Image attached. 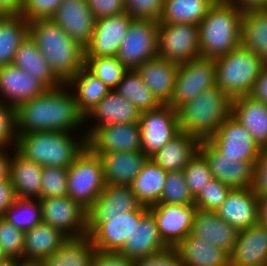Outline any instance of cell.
<instances>
[{
  "instance_id": "obj_63",
  "label": "cell",
  "mask_w": 267,
  "mask_h": 266,
  "mask_svg": "<svg viewBox=\"0 0 267 266\" xmlns=\"http://www.w3.org/2000/svg\"><path fill=\"white\" fill-rule=\"evenodd\" d=\"M20 261L8 260L7 262L0 264V266H18Z\"/></svg>"
},
{
  "instance_id": "obj_15",
  "label": "cell",
  "mask_w": 267,
  "mask_h": 266,
  "mask_svg": "<svg viewBox=\"0 0 267 266\" xmlns=\"http://www.w3.org/2000/svg\"><path fill=\"white\" fill-rule=\"evenodd\" d=\"M148 210L156 220L163 242L174 248L190 234L197 207L195 204H153Z\"/></svg>"
},
{
  "instance_id": "obj_16",
  "label": "cell",
  "mask_w": 267,
  "mask_h": 266,
  "mask_svg": "<svg viewBox=\"0 0 267 266\" xmlns=\"http://www.w3.org/2000/svg\"><path fill=\"white\" fill-rule=\"evenodd\" d=\"M87 146L95 154L142 151L140 125L132 123L99 126L87 137Z\"/></svg>"
},
{
  "instance_id": "obj_30",
  "label": "cell",
  "mask_w": 267,
  "mask_h": 266,
  "mask_svg": "<svg viewBox=\"0 0 267 266\" xmlns=\"http://www.w3.org/2000/svg\"><path fill=\"white\" fill-rule=\"evenodd\" d=\"M174 248L181 266H230V256L226 251L192 234Z\"/></svg>"
},
{
  "instance_id": "obj_1",
  "label": "cell",
  "mask_w": 267,
  "mask_h": 266,
  "mask_svg": "<svg viewBox=\"0 0 267 266\" xmlns=\"http://www.w3.org/2000/svg\"><path fill=\"white\" fill-rule=\"evenodd\" d=\"M17 133L42 131L77 133L85 125L73 92L66 84L47 89L40 96L16 107ZM75 131V132H74Z\"/></svg>"
},
{
  "instance_id": "obj_13",
  "label": "cell",
  "mask_w": 267,
  "mask_h": 266,
  "mask_svg": "<svg viewBox=\"0 0 267 266\" xmlns=\"http://www.w3.org/2000/svg\"><path fill=\"white\" fill-rule=\"evenodd\" d=\"M207 141L220 154L236 161L256 162L261 151L251 134L232 115L223 121Z\"/></svg>"
},
{
  "instance_id": "obj_34",
  "label": "cell",
  "mask_w": 267,
  "mask_h": 266,
  "mask_svg": "<svg viewBox=\"0 0 267 266\" xmlns=\"http://www.w3.org/2000/svg\"><path fill=\"white\" fill-rule=\"evenodd\" d=\"M43 167L13 152L10 181L16 198L40 199Z\"/></svg>"
},
{
  "instance_id": "obj_26",
  "label": "cell",
  "mask_w": 267,
  "mask_h": 266,
  "mask_svg": "<svg viewBox=\"0 0 267 266\" xmlns=\"http://www.w3.org/2000/svg\"><path fill=\"white\" fill-rule=\"evenodd\" d=\"M190 234L208 240L212 245L223 249L230 255L237 241L239 230L221 219L215 211L197 208Z\"/></svg>"
},
{
  "instance_id": "obj_28",
  "label": "cell",
  "mask_w": 267,
  "mask_h": 266,
  "mask_svg": "<svg viewBox=\"0 0 267 266\" xmlns=\"http://www.w3.org/2000/svg\"><path fill=\"white\" fill-rule=\"evenodd\" d=\"M179 65L160 57L141 64L137 69L142 82L161 104H168L176 82Z\"/></svg>"
},
{
  "instance_id": "obj_22",
  "label": "cell",
  "mask_w": 267,
  "mask_h": 266,
  "mask_svg": "<svg viewBox=\"0 0 267 266\" xmlns=\"http://www.w3.org/2000/svg\"><path fill=\"white\" fill-rule=\"evenodd\" d=\"M47 88L30 73L13 65L0 67V102L17 107L34 99Z\"/></svg>"
},
{
  "instance_id": "obj_10",
  "label": "cell",
  "mask_w": 267,
  "mask_h": 266,
  "mask_svg": "<svg viewBox=\"0 0 267 266\" xmlns=\"http://www.w3.org/2000/svg\"><path fill=\"white\" fill-rule=\"evenodd\" d=\"M216 65L213 59L197 58L180 64L173 95L167 105L177 109L196 98L202 91L216 86Z\"/></svg>"
},
{
  "instance_id": "obj_59",
  "label": "cell",
  "mask_w": 267,
  "mask_h": 266,
  "mask_svg": "<svg viewBox=\"0 0 267 266\" xmlns=\"http://www.w3.org/2000/svg\"><path fill=\"white\" fill-rule=\"evenodd\" d=\"M10 151L11 150H0V181L10 179V166L15 150Z\"/></svg>"
},
{
  "instance_id": "obj_20",
  "label": "cell",
  "mask_w": 267,
  "mask_h": 266,
  "mask_svg": "<svg viewBox=\"0 0 267 266\" xmlns=\"http://www.w3.org/2000/svg\"><path fill=\"white\" fill-rule=\"evenodd\" d=\"M140 115V110L132 102L120 96L115 90H111L85 115V127L87 129H84V132L88 137L97 127L102 125L139 123ZM87 122L93 124L86 126Z\"/></svg>"
},
{
  "instance_id": "obj_51",
  "label": "cell",
  "mask_w": 267,
  "mask_h": 266,
  "mask_svg": "<svg viewBox=\"0 0 267 266\" xmlns=\"http://www.w3.org/2000/svg\"><path fill=\"white\" fill-rule=\"evenodd\" d=\"M64 0H23L20 15L28 22L51 18Z\"/></svg>"
},
{
  "instance_id": "obj_36",
  "label": "cell",
  "mask_w": 267,
  "mask_h": 266,
  "mask_svg": "<svg viewBox=\"0 0 267 266\" xmlns=\"http://www.w3.org/2000/svg\"><path fill=\"white\" fill-rule=\"evenodd\" d=\"M240 46L267 63V9L243 12Z\"/></svg>"
},
{
  "instance_id": "obj_44",
  "label": "cell",
  "mask_w": 267,
  "mask_h": 266,
  "mask_svg": "<svg viewBox=\"0 0 267 266\" xmlns=\"http://www.w3.org/2000/svg\"><path fill=\"white\" fill-rule=\"evenodd\" d=\"M156 204H194L183 171L167 172L160 200Z\"/></svg>"
},
{
  "instance_id": "obj_25",
  "label": "cell",
  "mask_w": 267,
  "mask_h": 266,
  "mask_svg": "<svg viewBox=\"0 0 267 266\" xmlns=\"http://www.w3.org/2000/svg\"><path fill=\"white\" fill-rule=\"evenodd\" d=\"M230 266H267V227L259 223L240 230Z\"/></svg>"
},
{
  "instance_id": "obj_46",
  "label": "cell",
  "mask_w": 267,
  "mask_h": 266,
  "mask_svg": "<svg viewBox=\"0 0 267 266\" xmlns=\"http://www.w3.org/2000/svg\"><path fill=\"white\" fill-rule=\"evenodd\" d=\"M68 168L43 167L40 199L67 196Z\"/></svg>"
},
{
  "instance_id": "obj_53",
  "label": "cell",
  "mask_w": 267,
  "mask_h": 266,
  "mask_svg": "<svg viewBox=\"0 0 267 266\" xmlns=\"http://www.w3.org/2000/svg\"><path fill=\"white\" fill-rule=\"evenodd\" d=\"M86 2L96 19L126 12L124 0H86Z\"/></svg>"
},
{
  "instance_id": "obj_3",
  "label": "cell",
  "mask_w": 267,
  "mask_h": 266,
  "mask_svg": "<svg viewBox=\"0 0 267 266\" xmlns=\"http://www.w3.org/2000/svg\"><path fill=\"white\" fill-rule=\"evenodd\" d=\"M86 146L84 131L81 136L69 132L42 131L18 134L15 151L42 167L69 168Z\"/></svg>"
},
{
  "instance_id": "obj_38",
  "label": "cell",
  "mask_w": 267,
  "mask_h": 266,
  "mask_svg": "<svg viewBox=\"0 0 267 266\" xmlns=\"http://www.w3.org/2000/svg\"><path fill=\"white\" fill-rule=\"evenodd\" d=\"M166 176L167 172L148 158L130 185L137 200L148 207L158 203L165 185Z\"/></svg>"
},
{
  "instance_id": "obj_37",
  "label": "cell",
  "mask_w": 267,
  "mask_h": 266,
  "mask_svg": "<svg viewBox=\"0 0 267 266\" xmlns=\"http://www.w3.org/2000/svg\"><path fill=\"white\" fill-rule=\"evenodd\" d=\"M29 34L28 21L20 14H0V67L12 65L15 53Z\"/></svg>"
},
{
  "instance_id": "obj_57",
  "label": "cell",
  "mask_w": 267,
  "mask_h": 266,
  "mask_svg": "<svg viewBox=\"0 0 267 266\" xmlns=\"http://www.w3.org/2000/svg\"><path fill=\"white\" fill-rule=\"evenodd\" d=\"M251 96L254 100L267 104V63L263 66L255 81Z\"/></svg>"
},
{
  "instance_id": "obj_61",
  "label": "cell",
  "mask_w": 267,
  "mask_h": 266,
  "mask_svg": "<svg viewBox=\"0 0 267 266\" xmlns=\"http://www.w3.org/2000/svg\"><path fill=\"white\" fill-rule=\"evenodd\" d=\"M258 223L262 226L267 227V198L259 200Z\"/></svg>"
},
{
  "instance_id": "obj_35",
  "label": "cell",
  "mask_w": 267,
  "mask_h": 266,
  "mask_svg": "<svg viewBox=\"0 0 267 266\" xmlns=\"http://www.w3.org/2000/svg\"><path fill=\"white\" fill-rule=\"evenodd\" d=\"M66 85L73 92L79 111L85 116L111 90L85 67L73 76Z\"/></svg>"
},
{
  "instance_id": "obj_32",
  "label": "cell",
  "mask_w": 267,
  "mask_h": 266,
  "mask_svg": "<svg viewBox=\"0 0 267 266\" xmlns=\"http://www.w3.org/2000/svg\"><path fill=\"white\" fill-rule=\"evenodd\" d=\"M13 66L25 70L47 89L57 88L63 83L54 75L35 40L28 34L15 53Z\"/></svg>"
},
{
  "instance_id": "obj_42",
  "label": "cell",
  "mask_w": 267,
  "mask_h": 266,
  "mask_svg": "<svg viewBox=\"0 0 267 266\" xmlns=\"http://www.w3.org/2000/svg\"><path fill=\"white\" fill-rule=\"evenodd\" d=\"M3 218L23 232L32 229L42 222L39 199L16 198L10 208L4 213Z\"/></svg>"
},
{
  "instance_id": "obj_5",
  "label": "cell",
  "mask_w": 267,
  "mask_h": 266,
  "mask_svg": "<svg viewBox=\"0 0 267 266\" xmlns=\"http://www.w3.org/2000/svg\"><path fill=\"white\" fill-rule=\"evenodd\" d=\"M243 12L227 0H217L199 26L200 56L217 59L240 46Z\"/></svg>"
},
{
  "instance_id": "obj_14",
  "label": "cell",
  "mask_w": 267,
  "mask_h": 266,
  "mask_svg": "<svg viewBox=\"0 0 267 266\" xmlns=\"http://www.w3.org/2000/svg\"><path fill=\"white\" fill-rule=\"evenodd\" d=\"M141 205L131 186L106 184L97 200L88 209L87 235L89 236L100 224L105 223L106 218L137 210Z\"/></svg>"
},
{
  "instance_id": "obj_18",
  "label": "cell",
  "mask_w": 267,
  "mask_h": 266,
  "mask_svg": "<svg viewBox=\"0 0 267 266\" xmlns=\"http://www.w3.org/2000/svg\"><path fill=\"white\" fill-rule=\"evenodd\" d=\"M51 19L84 49L92 39L96 18L86 0H64Z\"/></svg>"
},
{
  "instance_id": "obj_56",
  "label": "cell",
  "mask_w": 267,
  "mask_h": 266,
  "mask_svg": "<svg viewBox=\"0 0 267 266\" xmlns=\"http://www.w3.org/2000/svg\"><path fill=\"white\" fill-rule=\"evenodd\" d=\"M16 200L10 179L0 181V217L10 208Z\"/></svg>"
},
{
  "instance_id": "obj_48",
  "label": "cell",
  "mask_w": 267,
  "mask_h": 266,
  "mask_svg": "<svg viewBox=\"0 0 267 266\" xmlns=\"http://www.w3.org/2000/svg\"><path fill=\"white\" fill-rule=\"evenodd\" d=\"M231 189L225 183L213 178L194 198V204L199 209L216 212Z\"/></svg>"
},
{
  "instance_id": "obj_62",
  "label": "cell",
  "mask_w": 267,
  "mask_h": 266,
  "mask_svg": "<svg viewBox=\"0 0 267 266\" xmlns=\"http://www.w3.org/2000/svg\"><path fill=\"white\" fill-rule=\"evenodd\" d=\"M18 266H43L40 262H25L20 261Z\"/></svg>"
},
{
  "instance_id": "obj_21",
  "label": "cell",
  "mask_w": 267,
  "mask_h": 266,
  "mask_svg": "<svg viewBox=\"0 0 267 266\" xmlns=\"http://www.w3.org/2000/svg\"><path fill=\"white\" fill-rule=\"evenodd\" d=\"M133 19L126 12L96 19L92 39L85 48V57L117 56Z\"/></svg>"
},
{
  "instance_id": "obj_12",
  "label": "cell",
  "mask_w": 267,
  "mask_h": 266,
  "mask_svg": "<svg viewBox=\"0 0 267 266\" xmlns=\"http://www.w3.org/2000/svg\"><path fill=\"white\" fill-rule=\"evenodd\" d=\"M139 125L142 152L149 158L180 132L177 111L167 104L141 112Z\"/></svg>"
},
{
  "instance_id": "obj_52",
  "label": "cell",
  "mask_w": 267,
  "mask_h": 266,
  "mask_svg": "<svg viewBox=\"0 0 267 266\" xmlns=\"http://www.w3.org/2000/svg\"><path fill=\"white\" fill-rule=\"evenodd\" d=\"M253 193L260 199L267 198V149H261L253 165Z\"/></svg>"
},
{
  "instance_id": "obj_29",
  "label": "cell",
  "mask_w": 267,
  "mask_h": 266,
  "mask_svg": "<svg viewBox=\"0 0 267 266\" xmlns=\"http://www.w3.org/2000/svg\"><path fill=\"white\" fill-rule=\"evenodd\" d=\"M231 115L253 137L261 149H267V104L251 96L232 99Z\"/></svg>"
},
{
  "instance_id": "obj_49",
  "label": "cell",
  "mask_w": 267,
  "mask_h": 266,
  "mask_svg": "<svg viewBox=\"0 0 267 266\" xmlns=\"http://www.w3.org/2000/svg\"><path fill=\"white\" fill-rule=\"evenodd\" d=\"M17 138L16 107L0 102V150H15Z\"/></svg>"
},
{
  "instance_id": "obj_9",
  "label": "cell",
  "mask_w": 267,
  "mask_h": 266,
  "mask_svg": "<svg viewBox=\"0 0 267 266\" xmlns=\"http://www.w3.org/2000/svg\"><path fill=\"white\" fill-rule=\"evenodd\" d=\"M158 27L156 20L131 21L116 56L127 70H136L141 64L158 56Z\"/></svg>"
},
{
  "instance_id": "obj_2",
  "label": "cell",
  "mask_w": 267,
  "mask_h": 266,
  "mask_svg": "<svg viewBox=\"0 0 267 266\" xmlns=\"http://www.w3.org/2000/svg\"><path fill=\"white\" fill-rule=\"evenodd\" d=\"M29 35L47 59L54 75L66 84L85 63V49L73 41L51 18L28 22Z\"/></svg>"
},
{
  "instance_id": "obj_19",
  "label": "cell",
  "mask_w": 267,
  "mask_h": 266,
  "mask_svg": "<svg viewBox=\"0 0 267 266\" xmlns=\"http://www.w3.org/2000/svg\"><path fill=\"white\" fill-rule=\"evenodd\" d=\"M199 152L205 157L217 179L232 189L250 188L253 183V165L255 162L236 161L220 154L208 141H201Z\"/></svg>"
},
{
  "instance_id": "obj_39",
  "label": "cell",
  "mask_w": 267,
  "mask_h": 266,
  "mask_svg": "<svg viewBox=\"0 0 267 266\" xmlns=\"http://www.w3.org/2000/svg\"><path fill=\"white\" fill-rule=\"evenodd\" d=\"M96 248L88 235L68 238L50 257L43 259V266H91Z\"/></svg>"
},
{
  "instance_id": "obj_41",
  "label": "cell",
  "mask_w": 267,
  "mask_h": 266,
  "mask_svg": "<svg viewBox=\"0 0 267 266\" xmlns=\"http://www.w3.org/2000/svg\"><path fill=\"white\" fill-rule=\"evenodd\" d=\"M114 90L132 102L140 112L154 110L162 105L142 82L136 70H127Z\"/></svg>"
},
{
  "instance_id": "obj_45",
  "label": "cell",
  "mask_w": 267,
  "mask_h": 266,
  "mask_svg": "<svg viewBox=\"0 0 267 266\" xmlns=\"http://www.w3.org/2000/svg\"><path fill=\"white\" fill-rule=\"evenodd\" d=\"M190 194L195 198L205 185L213 179L212 172L205 157L198 153L183 169Z\"/></svg>"
},
{
  "instance_id": "obj_33",
  "label": "cell",
  "mask_w": 267,
  "mask_h": 266,
  "mask_svg": "<svg viewBox=\"0 0 267 266\" xmlns=\"http://www.w3.org/2000/svg\"><path fill=\"white\" fill-rule=\"evenodd\" d=\"M199 145L197 138L180 131L150 159L166 172L183 171L198 153Z\"/></svg>"
},
{
  "instance_id": "obj_58",
  "label": "cell",
  "mask_w": 267,
  "mask_h": 266,
  "mask_svg": "<svg viewBox=\"0 0 267 266\" xmlns=\"http://www.w3.org/2000/svg\"><path fill=\"white\" fill-rule=\"evenodd\" d=\"M241 12L267 9V0H227Z\"/></svg>"
},
{
  "instance_id": "obj_27",
  "label": "cell",
  "mask_w": 267,
  "mask_h": 266,
  "mask_svg": "<svg viewBox=\"0 0 267 266\" xmlns=\"http://www.w3.org/2000/svg\"><path fill=\"white\" fill-rule=\"evenodd\" d=\"M102 162L103 178L109 185H131L148 160L142 151L97 154Z\"/></svg>"
},
{
  "instance_id": "obj_50",
  "label": "cell",
  "mask_w": 267,
  "mask_h": 266,
  "mask_svg": "<svg viewBox=\"0 0 267 266\" xmlns=\"http://www.w3.org/2000/svg\"><path fill=\"white\" fill-rule=\"evenodd\" d=\"M125 11L134 19L159 21L164 0H124Z\"/></svg>"
},
{
  "instance_id": "obj_64",
  "label": "cell",
  "mask_w": 267,
  "mask_h": 266,
  "mask_svg": "<svg viewBox=\"0 0 267 266\" xmlns=\"http://www.w3.org/2000/svg\"><path fill=\"white\" fill-rule=\"evenodd\" d=\"M9 259L7 258V256L4 254L3 249L0 246V264H3L5 262H7Z\"/></svg>"
},
{
  "instance_id": "obj_40",
  "label": "cell",
  "mask_w": 267,
  "mask_h": 266,
  "mask_svg": "<svg viewBox=\"0 0 267 266\" xmlns=\"http://www.w3.org/2000/svg\"><path fill=\"white\" fill-rule=\"evenodd\" d=\"M217 0H164L159 24L199 25Z\"/></svg>"
},
{
  "instance_id": "obj_31",
  "label": "cell",
  "mask_w": 267,
  "mask_h": 266,
  "mask_svg": "<svg viewBox=\"0 0 267 266\" xmlns=\"http://www.w3.org/2000/svg\"><path fill=\"white\" fill-rule=\"evenodd\" d=\"M68 238L61 230L40 222L24 232L23 261L41 262L50 257Z\"/></svg>"
},
{
  "instance_id": "obj_4",
  "label": "cell",
  "mask_w": 267,
  "mask_h": 266,
  "mask_svg": "<svg viewBox=\"0 0 267 266\" xmlns=\"http://www.w3.org/2000/svg\"><path fill=\"white\" fill-rule=\"evenodd\" d=\"M181 132L209 140L223 121L231 116L232 98L218 86L202 91L196 98L176 109Z\"/></svg>"
},
{
  "instance_id": "obj_24",
  "label": "cell",
  "mask_w": 267,
  "mask_h": 266,
  "mask_svg": "<svg viewBox=\"0 0 267 266\" xmlns=\"http://www.w3.org/2000/svg\"><path fill=\"white\" fill-rule=\"evenodd\" d=\"M259 198L252 188L231 189L217 215L236 229L243 230L258 223Z\"/></svg>"
},
{
  "instance_id": "obj_55",
  "label": "cell",
  "mask_w": 267,
  "mask_h": 266,
  "mask_svg": "<svg viewBox=\"0 0 267 266\" xmlns=\"http://www.w3.org/2000/svg\"><path fill=\"white\" fill-rule=\"evenodd\" d=\"M91 266H133V260L115 252L96 251Z\"/></svg>"
},
{
  "instance_id": "obj_11",
  "label": "cell",
  "mask_w": 267,
  "mask_h": 266,
  "mask_svg": "<svg viewBox=\"0 0 267 266\" xmlns=\"http://www.w3.org/2000/svg\"><path fill=\"white\" fill-rule=\"evenodd\" d=\"M42 222L61 230L69 238L87 235V213L80 203L69 196L39 199Z\"/></svg>"
},
{
  "instance_id": "obj_54",
  "label": "cell",
  "mask_w": 267,
  "mask_h": 266,
  "mask_svg": "<svg viewBox=\"0 0 267 266\" xmlns=\"http://www.w3.org/2000/svg\"><path fill=\"white\" fill-rule=\"evenodd\" d=\"M133 266H181L180 257L175 248H168L151 257L133 261Z\"/></svg>"
},
{
  "instance_id": "obj_6",
  "label": "cell",
  "mask_w": 267,
  "mask_h": 266,
  "mask_svg": "<svg viewBox=\"0 0 267 266\" xmlns=\"http://www.w3.org/2000/svg\"><path fill=\"white\" fill-rule=\"evenodd\" d=\"M214 61L216 86L232 99L251 94L255 81L266 64L255 53L241 46Z\"/></svg>"
},
{
  "instance_id": "obj_60",
  "label": "cell",
  "mask_w": 267,
  "mask_h": 266,
  "mask_svg": "<svg viewBox=\"0 0 267 266\" xmlns=\"http://www.w3.org/2000/svg\"><path fill=\"white\" fill-rule=\"evenodd\" d=\"M23 0H0V14H20Z\"/></svg>"
},
{
  "instance_id": "obj_8",
  "label": "cell",
  "mask_w": 267,
  "mask_h": 266,
  "mask_svg": "<svg viewBox=\"0 0 267 266\" xmlns=\"http://www.w3.org/2000/svg\"><path fill=\"white\" fill-rule=\"evenodd\" d=\"M158 57L178 65L200 58L199 26L189 23L159 24Z\"/></svg>"
},
{
  "instance_id": "obj_7",
  "label": "cell",
  "mask_w": 267,
  "mask_h": 266,
  "mask_svg": "<svg viewBox=\"0 0 267 266\" xmlns=\"http://www.w3.org/2000/svg\"><path fill=\"white\" fill-rule=\"evenodd\" d=\"M102 162L88 146L68 168V194L89 209L105 188Z\"/></svg>"
},
{
  "instance_id": "obj_43",
  "label": "cell",
  "mask_w": 267,
  "mask_h": 266,
  "mask_svg": "<svg viewBox=\"0 0 267 266\" xmlns=\"http://www.w3.org/2000/svg\"><path fill=\"white\" fill-rule=\"evenodd\" d=\"M84 67L114 90L127 71L116 56L85 57Z\"/></svg>"
},
{
  "instance_id": "obj_23",
  "label": "cell",
  "mask_w": 267,
  "mask_h": 266,
  "mask_svg": "<svg viewBox=\"0 0 267 266\" xmlns=\"http://www.w3.org/2000/svg\"><path fill=\"white\" fill-rule=\"evenodd\" d=\"M168 248L159 235L153 214L148 210L117 253L134 261L151 257Z\"/></svg>"
},
{
  "instance_id": "obj_17",
  "label": "cell",
  "mask_w": 267,
  "mask_h": 266,
  "mask_svg": "<svg viewBox=\"0 0 267 266\" xmlns=\"http://www.w3.org/2000/svg\"><path fill=\"white\" fill-rule=\"evenodd\" d=\"M148 211V206L141 205L137 210L106 218L88 237L96 251L117 253L139 224L140 218Z\"/></svg>"
},
{
  "instance_id": "obj_47",
  "label": "cell",
  "mask_w": 267,
  "mask_h": 266,
  "mask_svg": "<svg viewBox=\"0 0 267 266\" xmlns=\"http://www.w3.org/2000/svg\"><path fill=\"white\" fill-rule=\"evenodd\" d=\"M0 246L9 260L23 261L24 232L0 217Z\"/></svg>"
}]
</instances>
